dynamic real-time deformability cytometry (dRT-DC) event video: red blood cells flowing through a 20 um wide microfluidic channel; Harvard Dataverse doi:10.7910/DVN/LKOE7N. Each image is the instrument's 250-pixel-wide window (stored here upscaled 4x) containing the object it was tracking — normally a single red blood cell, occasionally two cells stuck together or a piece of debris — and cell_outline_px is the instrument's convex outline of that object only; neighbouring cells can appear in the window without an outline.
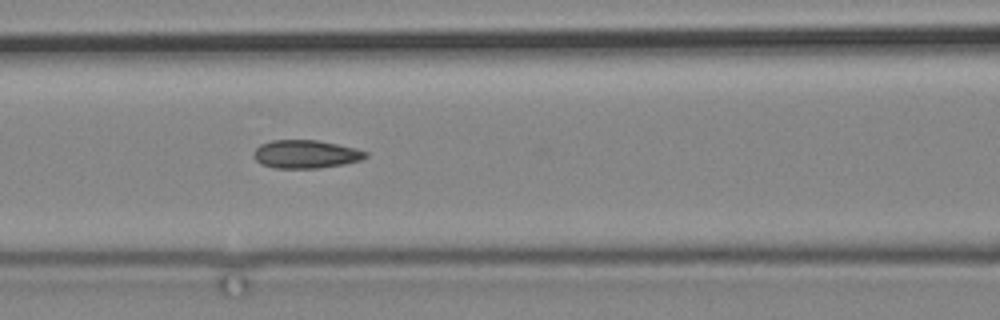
{"species": "common noctule bat (a hibernating species)", "species_latin": "Nyctalus noctula", "temperature_condition": "cold", "stored_images_in_passage": 15, "camera_frame_rate_fps": 3000, "um_per_image_px": 0.085, "animal": {"sex": "male", "body_mass_g": 19.2, "forearm_length_mm": 51.8}, "frame": {"image": 1, "passage_image": 15, "time_ms": 17.333, "image_size_px": [1000, 320], "cell_outline_px": [[368, 156], [360, 160], [344, 164], [320, 168], [272, 168], [260, 164], [252, 156], [252, 152], [260, 144], [272, 140], [316, 140], [356, 148], [368, 152]], "centroid_in_image_um": [25.95, 13.11], "position_along_channel_um": 140.6, "area_um2": 18.55}}